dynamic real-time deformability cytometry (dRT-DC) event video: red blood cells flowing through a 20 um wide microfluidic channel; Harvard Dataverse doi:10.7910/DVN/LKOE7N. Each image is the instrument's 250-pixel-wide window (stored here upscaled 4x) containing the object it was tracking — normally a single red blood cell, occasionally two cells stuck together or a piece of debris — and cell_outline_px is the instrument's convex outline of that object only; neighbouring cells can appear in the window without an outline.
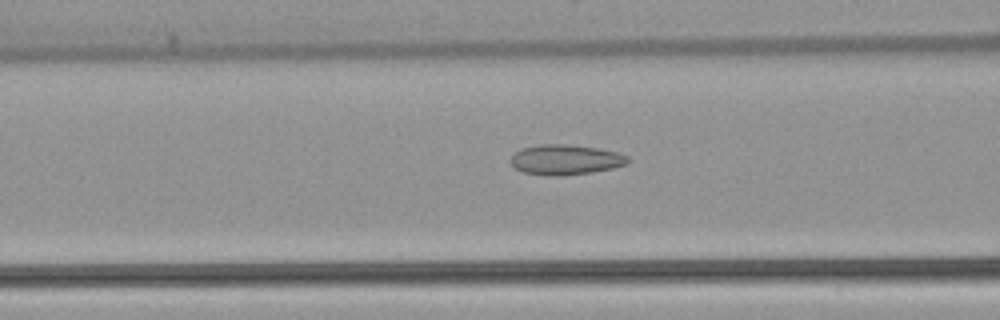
{"species": "common noctule bat (a hibernating species)", "species_latin": "Nyctalus noctula", "temperature_condition": "warm", "stored_images_in_passage": 52, "camera_frame_rate_fps": 3000, "um_per_image_px": 0.085, "animal": {"sex": "female", "body_mass_g": 22.7, "forearm_length_mm": 54.2}, "frame": {"image": 1, "passage_image": 21, "time_ms": 6.667, "image_size_px": [1000, 320], "cell_outline_px": [[628, 164], [612, 168], [592, 172], [560, 176], [548, 176], [524, 172], [516, 168], [508, 160], [520, 148], [540, 144], [568, 144], [596, 148], [616, 152], [628, 156]], "centroid_in_image_um": [48.04, 13.57], "position_along_channel_um": 118.6, "area_um2": 20.58}}
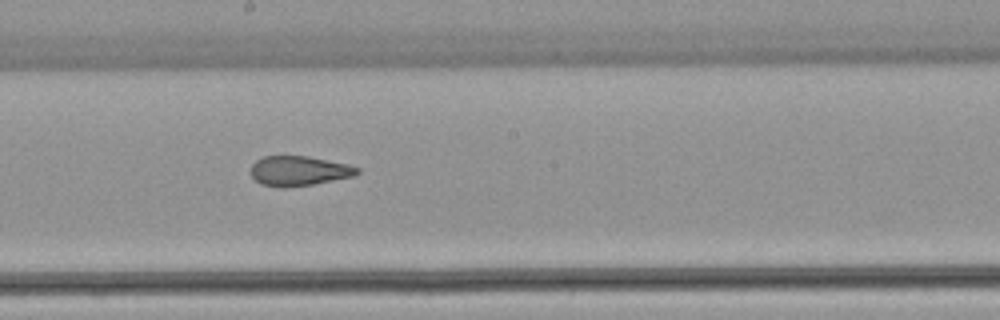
{"frame": {"image": 2, "passage_image": 29, "time_ms": 9.333, "image_size_px": [1000, 320], "cell_outline_px": [[360, 172], [352, 176], [312, 184], [284, 188], [280, 188], [260, 184], [252, 176], [252, 164], [256, 160], [264, 156], [308, 156], [348, 164], [360, 168]], "centroid_in_image_um": [25.4, 14.52], "position_along_channel_um": 222.8, "area_um2": 18.38}}
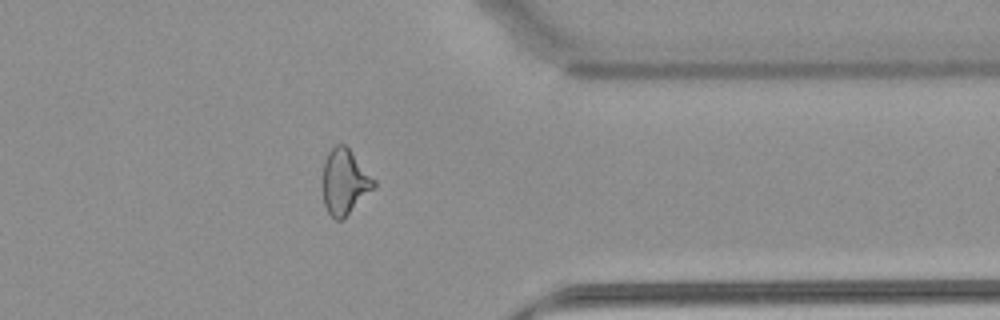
{"frame": {"image": 3, "passage_image": 42, "time_ms": 13.667, "image_size_px": [1000, 320], "cell_outline_px": [[376, 184], [340, 220], [336, 220], [328, 212], [324, 204], [320, 184], [320, 180], [324, 160], [328, 152], [336, 144], [344, 144], [352, 152], [376, 180]], "centroid_in_image_um": [29.22, 15.4], "position_along_channel_um": 382.2, "area_um2": 19.36}, "authors_computed_cell_mechanics": {"area_um2": 20.9525, "velocity_mm_per_s": 3.9121, "shape_relaxation_time_tau1_ms": null, "shape_relaxation_time_tau2_ms": 1.7106, "deformation_change_tau1": null, "deformation_change_tau2": 0.1}}